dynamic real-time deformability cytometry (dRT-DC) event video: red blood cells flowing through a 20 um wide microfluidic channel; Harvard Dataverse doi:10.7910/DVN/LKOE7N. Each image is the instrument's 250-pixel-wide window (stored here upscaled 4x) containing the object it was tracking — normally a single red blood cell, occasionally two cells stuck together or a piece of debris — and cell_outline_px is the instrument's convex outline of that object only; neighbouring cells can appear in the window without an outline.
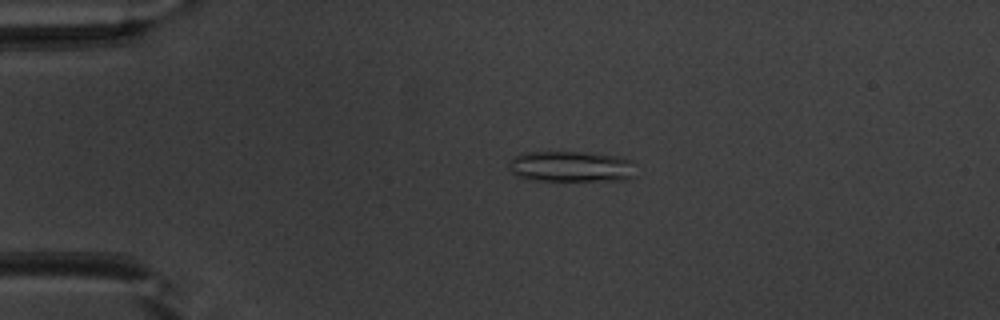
{"species": "common noctule bat (a hibernating species)", "species_latin": "Nyctalus noctula", "temperature_condition": "warm", "stored_images_in_passage": 51, "camera_frame_rate_fps": 3000, "um_per_image_px": 0.085, "animal": {"sex": "male", "body_mass_g": 20.1, "forearm_length_mm": 53.5}, "frame": {"image": 1, "passage_image": 12, "time_ms": 3.667, "image_size_px": [1000, 320], "cell_outline_px": [[636, 176], [628, 180], [528, 180], [516, 176], [512, 172], [508, 160], [512, 156], [524, 152], [584, 152], [620, 156], [632, 160]], "centroid_in_image_um": [48.55, 14.15], "position_along_channel_um": 36.4, "area_um2": 23.18}}
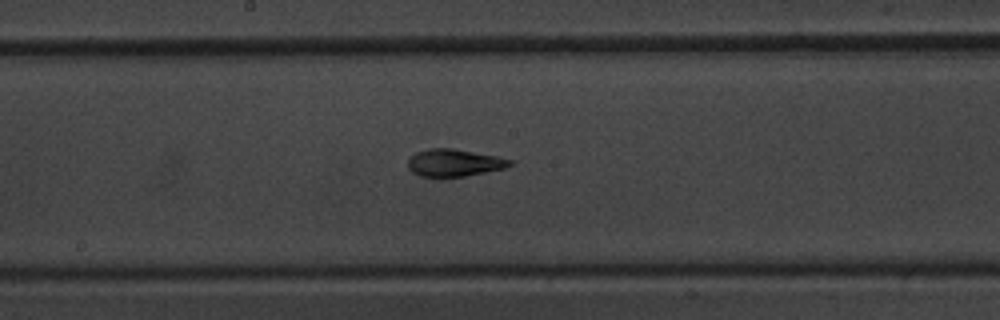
{"frame": {"image": 2, "passage_image": 28, "time_ms": 9.0, "image_size_px": [1000, 320], "cell_outline_px": [[512, 164], [504, 168], [464, 176], [420, 176], [412, 172], [408, 168], [408, 160], [416, 152], [428, 148], [452, 148], [496, 156], [512, 160]], "centroid_in_image_um": [38.57, 13.82], "position_along_channel_um": 209.6, "area_um2": 15.95}}
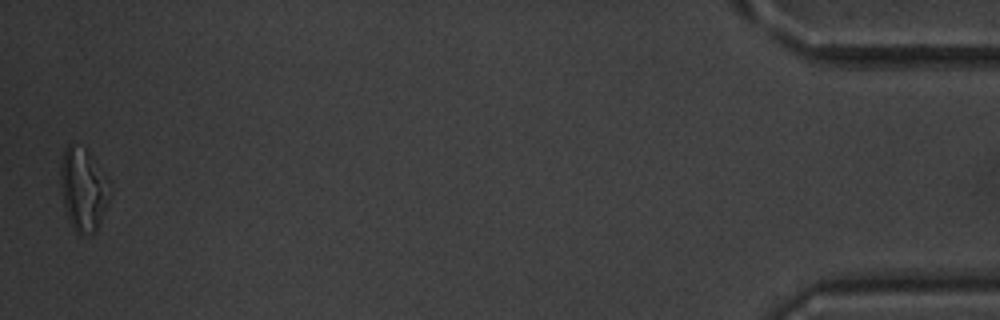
{"frame": {"image": 3, "passage_image": 51, "time_ms": 16.667, "image_size_px": [1000, 320], "cell_outline_px": [[112, 180], [108, 204], [100, 224], [96, 232], [88, 236], [80, 236], [72, 228], [64, 204], [60, 184], [60, 164], [64, 148], [68, 144], [72, 144], [84, 148], [88, 152]], "centroid_in_image_um": [7.11, 16.12], "position_along_channel_um": 428.1, "area_um2": 24.51}, "authors_computed_cell_mechanics": {"area_um2": 17.629, "velocity_mm_per_s": 3.9849, "shape_relaxation_time_tau1_ms": 9.3883, "shape_relaxation_time_tau2_ms": 1.9355, "deformation_change_tau1": 0.2208, "deformation_change_tau2": 0.0921}}